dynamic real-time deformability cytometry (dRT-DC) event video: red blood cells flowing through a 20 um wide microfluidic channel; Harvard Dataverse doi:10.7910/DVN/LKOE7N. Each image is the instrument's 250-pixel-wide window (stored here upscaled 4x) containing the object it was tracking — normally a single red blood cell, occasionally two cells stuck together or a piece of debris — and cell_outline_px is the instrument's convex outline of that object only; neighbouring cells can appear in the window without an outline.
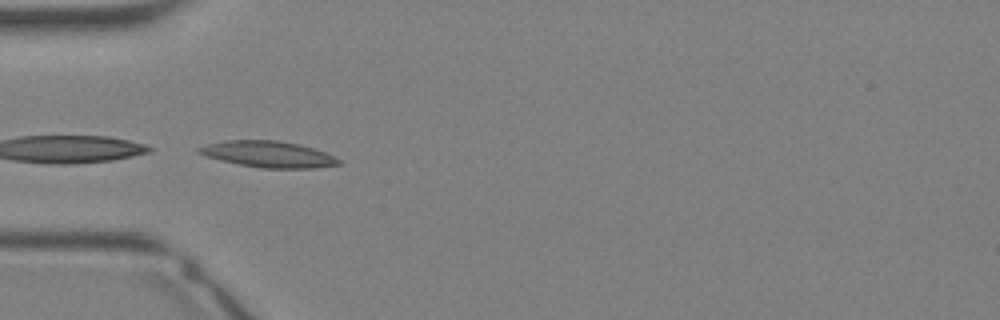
{"species": "Egyptian fruit bat (a non-hibernating species)", "species_latin": "Rousettus aegyptiacus", "temperature_condition": "warm", "stored_images_in_passage": 9, "camera_frame_rate_fps": 3000, "um_per_image_px": 0.085, "animal": {"sex": "female"}, "frame": {"image": 1, "passage_image": 1, "time_ms": 0.0, "image_size_px": [1000, 320], "cell_outline_px": [[344, 160], [340, 164], [312, 168], [264, 168], [240, 164], [204, 156], [196, 152], [196, 148], [208, 144], [224, 140], [276, 140], [296, 144], [312, 148], [324, 152]], "centroid_in_image_um": [22.79, 13.11], "position_along_channel_um": 62.2, "area_um2": 21.21}}
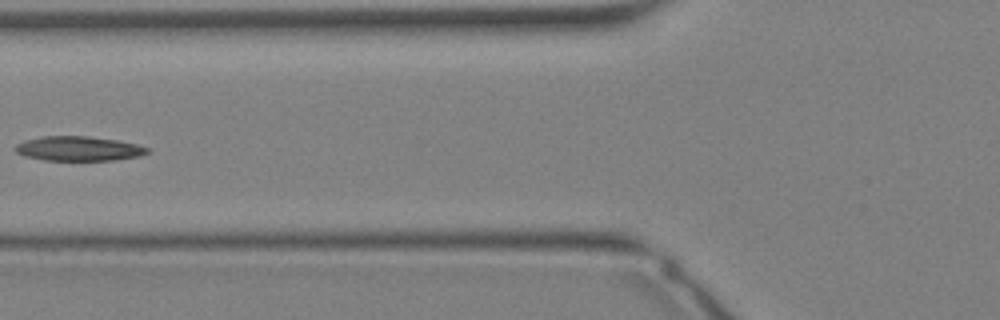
{"frame": {"image": 2, "passage_image": 4, "time_ms": 1.0, "image_size_px": [1000, 320], "cell_outline_px": [[148, 152], [140, 156], [112, 160], [44, 160], [24, 156], [16, 152], [12, 148], [16, 144], [24, 140], [44, 136], [88, 136], [116, 140], [136, 144], [148, 148]], "centroid_in_image_um": [6.62, 12.63], "position_along_channel_um": 119.2, "area_um2": 18.84}}
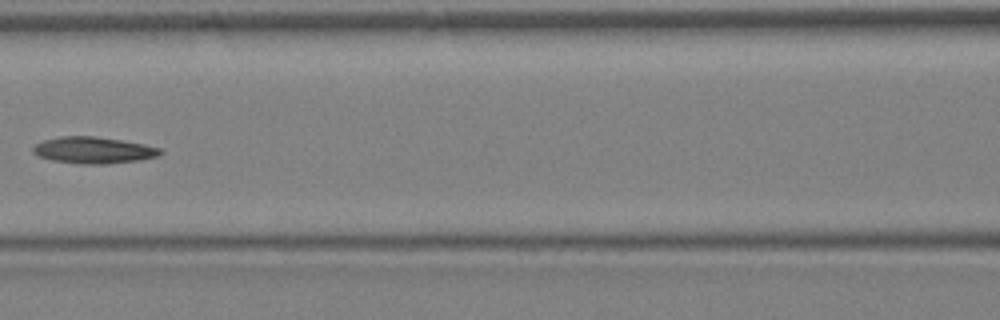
{"frame": {"image": 3, "passage_image": 6, "time_ms": 1.667, "image_size_px": [1000, 320], "cell_outline_px": [[164, 152], [156, 156], [140, 160], [104, 164], [84, 164], [52, 160], [40, 156], [32, 152], [32, 148], [36, 144], [44, 140], [60, 136], [96, 136], [144, 144], [160, 148]], "centroid_in_image_um": [7.95, 12.76], "position_along_channel_um": 158.7, "area_um2": 19.54}}